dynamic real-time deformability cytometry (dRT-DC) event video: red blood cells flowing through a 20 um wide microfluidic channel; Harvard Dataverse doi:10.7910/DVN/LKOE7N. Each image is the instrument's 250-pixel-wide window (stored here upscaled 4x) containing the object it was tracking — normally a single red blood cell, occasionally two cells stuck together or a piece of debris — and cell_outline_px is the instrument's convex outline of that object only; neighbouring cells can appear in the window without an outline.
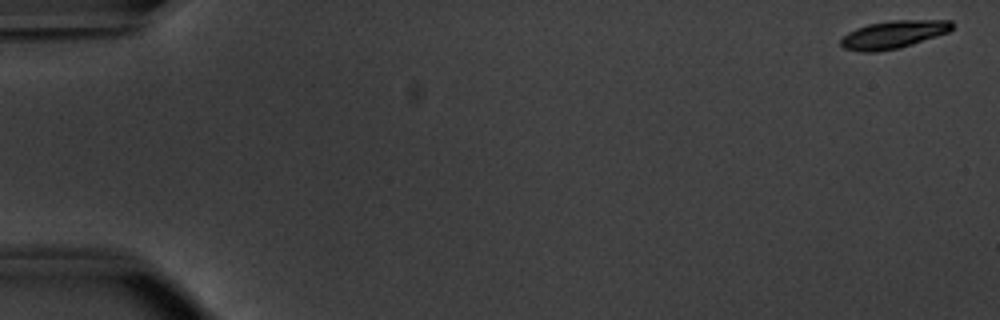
{"species": "common noctule bat (a hibernating species)", "species_latin": "Nyctalus noctula", "temperature_condition": "warm", "stored_images_in_passage": 11, "camera_frame_rate_fps": 3000, "um_per_image_px": 0.085, "animal": {"sex": "male", "body_mass_g": 20.1, "forearm_length_mm": 53.5}, "frame": {"image": 1, "passage_image": 1, "time_ms": 0.0, "image_size_px": [1000, 320], "cell_outline_px": [[952, 28], [948, 32], [900, 48], [876, 52], [860, 52], [844, 48], [840, 44], [840, 40], [848, 32], [856, 28], [868, 24], [892, 20], [952, 20]], "centroid_in_image_um": [75.91, 2.94], "position_along_channel_um": 9.1, "area_um2": 17.98}}